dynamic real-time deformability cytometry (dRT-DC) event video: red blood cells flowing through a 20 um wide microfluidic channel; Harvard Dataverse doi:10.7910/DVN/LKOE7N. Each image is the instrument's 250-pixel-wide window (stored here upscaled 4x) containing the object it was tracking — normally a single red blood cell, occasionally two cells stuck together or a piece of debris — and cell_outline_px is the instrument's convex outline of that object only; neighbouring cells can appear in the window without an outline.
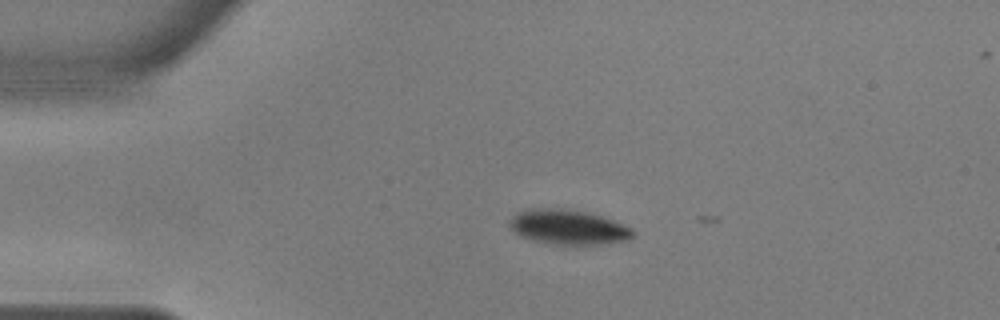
{"species": "common noctule bat (a hibernating species)", "species_latin": "Nyctalus noctula", "temperature_condition": "warm", "stored_images_in_passage": 3, "camera_frame_rate_fps": 3000, "um_per_image_px": 0.085, "animal": {"sex": "male", "body_mass_g": 17.9, "forearm_length_mm": 54.2}, "frame": {"image": 1, "passage_image": 1, "time_ms": 0.0, "image_size_px": [1000, 320], "cell_outline_px": [[636, 232], [628, 240], [576, 248], [532, 240], [520, 236], [512, 232], [508, 224], [512, 216], [516, 212], [524, 208], [564, 208], [588, 212], [612, 220], [632, 228]], "centroid_in_image_um": [48.26, 19.33], "position_along_channel_um": 36.7, "area_um2": 25.95}}